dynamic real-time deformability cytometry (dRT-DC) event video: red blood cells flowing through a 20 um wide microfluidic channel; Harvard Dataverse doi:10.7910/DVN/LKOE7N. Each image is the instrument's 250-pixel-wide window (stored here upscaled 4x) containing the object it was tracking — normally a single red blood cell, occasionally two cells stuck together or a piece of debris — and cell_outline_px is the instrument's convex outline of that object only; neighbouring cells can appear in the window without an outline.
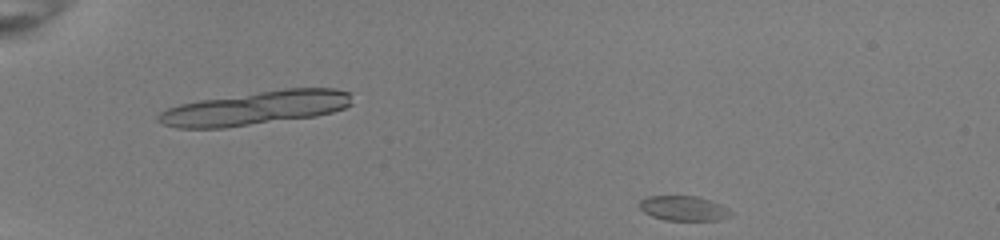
{"species": "common noctule bat (a hibernating species)", "species_latin": "Nyctalus noctula", "temperature_condition": "room temperature", "stored_images_in_passage": 46, "camera_frame_rate_fps": 3000, "um_per_image_px": 0.085, "animal": {"sex": "female", "body_mass_g": 22.0, "forearm_length_mm": 56.7}, "frame": {"image": 1, "passage_image": 1, "time_ms": 0.0, "image_size_px": [1000, 240], "cell_outline_px": [[732, 216], [720, 220], [664, 220], [652, 216], [644, 212], [640, 208], [640, 200], [644, 196], [696, 196], [720, 204], [728, 208], [732, 212]], "centroid_in_image_um": [58.11, 17.71], "position_along_channel_um": 26.9, "area_um2": 13.24}}
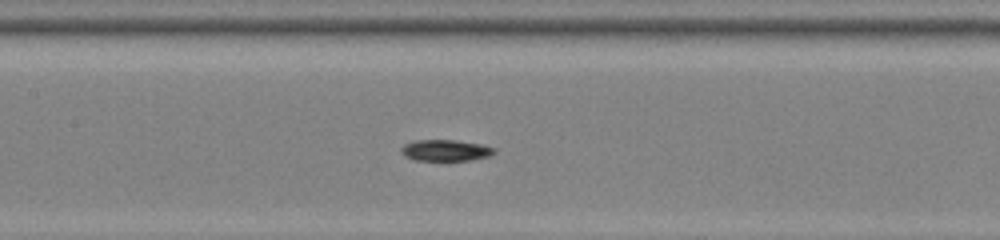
{"frame": {"image": 2, "passage_image": 20, "time_ms": 6.333, "image_size_px": [1000, 240], "cell_outline_px": [[496, 152], [488, 156], [472, 160], [412, 160], [404, 156], [400, 152], [400, 148], [404, 144], [416, 140], [456, 140], [480, 144], [496, 148]], "centroid_in_image_um": [37.84, 12.78], "position_along_channel_um": 169.6, "area_um2": 11.62}}
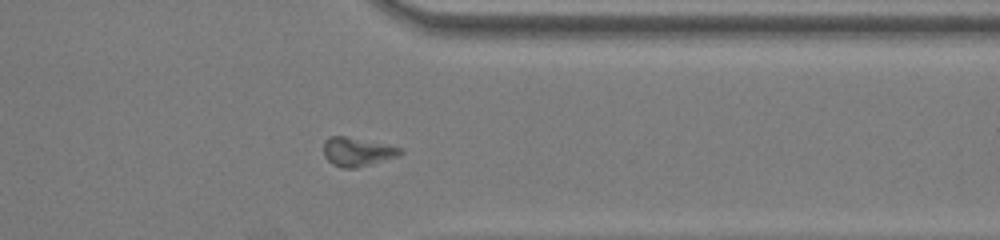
{"frame": {"image": 3, "passage_image": 36, "time_ms": 11.667, "image_size_px": [1000, 240], "cell_outline_px": [[404, 152], [396, 156], [372, 164], [356, 168], [344, 168], [332, 164], [324, 156], [324, 140], [328, 136], [344, 136], [388, 144], [404, 148]], "centroid_in_image_um": [30.38, 12.89], "position_along_channel_um": 381.0, "area_um2": 12.95}, "authors_computed_cell_mechanics": {"area_um2": 12.2536, "velocity_mm_per_s": 3.9721, "shape_relaxation_time_tau1_ms": 4.346, "shape_relaxation_time_tau2_ms": null, "deformation_change_tau1": 0.1063, "deformation_change_tau2": null}}